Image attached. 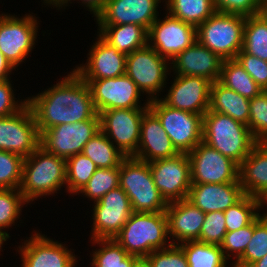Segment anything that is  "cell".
Instances as JSON below:
<instances>
[{
  "instance_id": "obj_5",
  "label": "cell",
  "mask_w": 267,
  "mask_h": 267,
  "mask_svg": "<svg viewBox=\"0 0 267 267\" xmlns=\"http://www.w3.org/2000/svg\"><path fill=\"white\" fill-rule=\"evenodd\" d=\"M119 187L129 197L133 212L154 213L167 208L168 203L160 195L146 161L125 157L120 164Z\"/></svg>"
},
{
  "instance_id": "obj_19",
  "label": "cell",
  "mask_w": 267,
  "mask_h": 267,
  "mask_svg": "<svg viewBox=\"0 0 267 267\" xmlns=\"http://www.w3.org/2000/svg\"><path fill=\"white\" fill-rule=\"evenodd\" d=\"M176 76L162 101L169 107L204 115L209 110L212 82L201 76Z\"/></svg>"
},
{
  "instance_id": "obj_41",
  "label": "cell",
  "mask_w": 267,
  "mask_h": 267,
  "mask_svg": "<svg viewBox=\"0 0 267 267\" xmlns=\"http://www.w3.org/2000/svg\"><path fill=\"white\" fill-rule=\"evenodd\" d=\"M249 130L258 142L267 141V93L250 99Z\"/></svg>"
},
{
  "instance_id": "obj_18",
  "label": "cell",
  "mask_w": 267,
  "mask_h": 267,
  "mask_svg": "<svg viewBox=\"0 0 267 267\" xmlns=\"http://www.w3.org/2000/svg\"><path fill=\"white\" fill-rule=\"evenodd\" d=\"M161 0H107L95 16L98 25L135 24L147 31L158 18V4Z\"/></svg>"
},
{
  "instance_id": "obj_8",
  "label": "cell",
  "mask_w": 267,
  "mask_h": 267,
  "mask_svg": "<svg viewBox=\"0 0 267 267\" xmlns=\"http://www.w3.org/2000/svg\"><path fill=\"white\" fill-rule=\"evenodd\" d=\"M167 60L147 44L127 54L125 74L138 86L141 92H146L149 97L151 96L148 98L149 100L156 99L157 93L162 91L165 83H167L168 65L170 64L166 62Z\"/></svg>"
},
{
  "instance_id": "obj_47",
  "label": "cell",
  "mask_w": 267,
  "mask_h": 267,
  "mask_svg": "<svg viewBox=\"0 0 267 267\" xmlns=\"http://www.w3.org/2000/svg\"><path fill=\"white\" fill-rule=\"evenodd\" d=\"M10 80L0 81V117H7L19 112L26 104L27 100L15 101ZM19 102V103H18Z\"/></svg>"
},
{
  "instance_id": "obj_3",
  "label": "cell",
  "mask_w": 267,
  "mask_h": 267,
  "mask_svg": "<svg viewBox=\"0 0 267 267\" xmlns=\"http://www.w3.org/2000/svg\"><path fill=\"white\" fill-rule=\"evenodd\" d=\"M114 239L128 254L139 258H146L153 251L167 248L172 244V241L167 240L168 227L165 211L132 212Z\"/></svg>"
},
{
  "instance_id": "obj_14",
  "label": "cell",
  "mask_w": 267,
  "mask_h": 267,
  "mask_svg": "<svg viewBox=\"0 0 267 267\" xmlns=\"http://www.w3.org/2000/svg\"><path fill=\"white\" fill-rule=\"evenodd\" d=\"M90 87L97 113L110 109H149L139 104L141 90L126 74L106 79L84 80Z\"/></svg>"
},
{
  "instance_id": "obj_35",
  "label": "cell",
  "mask_w": 267,
  "mask_h": 267,
  "mask_svg": "<svg viewBox=\"0 0 267 267\" xmlns=\"http://www.w3.org/2000/svg\"><path fill=\"white\" fill-rule=\"evenodd\" d=\"M267 254V217L259 214L253 220V236L243 255L232 263V267H249Z\"/></svg>"
},
{
  "instance_id": "obj_33",
  "label": "cell",
  "mask_w": 267,
  "mask_h": 267,
  "mask_svg": "<svg viewBox=\"0 0 267 267\" xmlns=\"http://www.w3.org/2000/svg\"><path fill=\"white\" fill-rule=\"evenodd\" d=\"M186 256L189 267H226L225 258L220 245L199 241H188L179 244Z\"/></svg>"
},
{
  "instance_id": "obj_44",
  "label": "cell",
  "mask_w": 267,
  "mask_h": 267,
  "mask_svg": "<svg viewBox=\"0 0 267 267\" xmlns=\"http://www.w3.org/2000/svg\"><path fill=\"white\" fill-rule=\"evenodd\" d=\"M146 259L153 267H189L182 247L175 244L153 251Z\"/></svg>"
},
{
  "instance_id": "obj_49",
  "label": "cell",
  "mask_w": 267,
  "mask_h": 267,
  "mask_svg": "<svg viewBox=\"0 0 267 267\" xmlns=\"http://www.w3.org/2000/svg\"><path fill=\"white\" fill-rule=\"evenodd\" d=\"M15 69L0 51V81L10 79L8 75ZM10 72V73H9Z\"/></svg>"
},
{
  "instance_id": "obj_28",
  "label": "cell",
  "mask_w": 267,
  "mask_h": 267,
  "mask_svg": "<svg viewBox=\"0 0 267 267\" xmlns=\"http://www.w3.org/2000/svg\"><path fill=\"white\" fill-rule=\"evenodd\" d=\"M99 35L119 52L130 54L146 46L148 31L135 24L98 25Z\"/></svg>"
},
{
  "instance_id": "obj_20",
  "label": "cell",
  "mask_w": 267,
  "mask_h": 267,
  "mask_svg": "<svg viewBox=\"0 0 267 267\" xmlns=\"http://www.w3.org/2000/svg\"><path fill=\"white\" fill-rule=\"evenodd\" d=\"M29 240V241H28ZM19 248L22 267H75L77 258L62 243L41 233L33 234Z\"/></svg>"
},
{
  "instance_id": "obj_55",
  "label": "cell",
  "mask_w": 267,
  "mask_h": 267,
  "mask_svg": "<svg viewBox=\"0 0 267 267\" xmlns=\"http://www.w3.org/2000/svg\"><path fill=\"white\" fill-rule=\"evenodd\" d=\"M44 3H46L47 5L49 4L50 6L53 5V6H57L61 0H43Z\"/></svg>"
},
{
  "instance_id": "obj_11",
  "label": "cell",
  "mask_w": 267,
  "mask_h": 267,
  "mask_svg": "<svg viewBox=\"0 0 267 267\" xmlns=\"http://www.w3.org/2000/svg\"><path fill=\"white\" fill-rule=\"evenodd\" d=\"M153 181L167 203L187 199L191 182L188 154L149 162Z\"/></svg>"
},
{
  "instance_id": "obj_51",
  "label": "cell",
  "mask_w": 267,
  "mask_h": 267,
  "mask_svg": "<svg viewBox=\"0 0 267 267\" xmlns=\"http://www.w3.org/2000/svg\"><path fill=\"white\" fill-rule=\"evenodd\" d=\"M134 267H153L146 258H139Z\"/></svg>"
},
{
  "instance_id": "obj_7",
  "label": "cell",
  "mask_w": 267,
  "mask_h": 267,
  "mask_svg": "<svg viewBox=\"0 0 267 267\" xmlns=\"http://www.w3.org/2000/svg\"><path fill=\"white\" fill-rule=\"evenodd\" d=\"M149 110L159 119L179 153L188 154L203 139V115L166 105L159 97L149 101Z\"/></svg>"
},
{
  "instance_id": "obj_50",
  "label": "cell",
  "mask_w": 267,
  "mask_h": 267,
  "mask_svg": "<svg viewBox=\"0 0 267 267\" xmlns=\"http://www.w3.org/2000/svg\"><path fill=\"white\" fill-rule=\"evenodd\" d=\"M249 267H267V254L260 260L252 263Z\"/></svg>"
},
{
  "instance_id": "obj_37",
  "label": "cell",
  "mask_w": 267,
  "mask_h": 267,
  "mask_svg": "<svg viewBox=\"0 0 267 267\" xmlns=\"http://www.w3.org/2000/svg\"><path fill=\"white\" fill-rule=\"evenodd\" d=\"M259 209L260 199L245 194L238 202L224 211L227 232L249 225L259 215Z\"/></svg>"
},
{
  "instance_id": "obj_52",
  "label": "cell",
  "mask_w": 267,
  "mask_h": 267,
  "mask_svg": "<svg viewBox=\"0 0 267 267\" xmlns=\"http://www.w3.org/2000/svg\"><path fill=\"white\" fill-rule=\"evenodd\" d=\"M10 234L6 231H3L1 228H0V251H1V248L3 245V243L10 237L9 236Z\"/></svg>"
},
{
  "instance_id": "obj_12",
  "label": "cell",
  "mask_w": 267,
  "mask_h": 267,
  "mask_svg": "<svg viewBox=\"0 0 267 267\" xmlns=\"http://www.w3.org/2000/svg\"><path fill=\"white\" fill-rule=\"evenodd\" d=\"M100 131V119L56 125L40 134V146L67 159L82 153L85 144Z\"/></svg>"
},
{
  "instance_id": "obj_13",
  "label": "cell",
  "mask_w": 267,
  "mask_h": 267,
  "mask_svg": "<svg viewBox=\"0 0 267 267\" xmlns=\"http://www.w3.org/2000/svg\"><path fill=\"white\" fill-rule=\"evenodd\" d=\"M39 146L40 134L27 104L13 115L0 117V150L27 158Z\"/></svg>"
},
{
  "instance_id": "obj_38",
  "label": "cell",
  "mask_w": 267,
  "mask_h": 267,
  "mask_svg": "<svg viewBox=\"0 0 267 267\" xmlns=\"http://www.w3.org/2000/svg\"><path fill=\"white\" fill-rule=\"evenodd\" d=\"M120 166L114 168H98L88 183L77 193L97 202L109 191L119 187Z\"/></svg>"
},
{
  "instance_id": "obj_30",
  "label": "cell",
  "mask_w": 267,
  "mask_h": 267,
  "mask_svg": "<svg viewBox=\"0 0 267 267\" xmlns=\"http://www.w3.org/2000/svg\"><path fill=\"white\" fill-rule=\"evenodd\" d=\"M167 14L198 27L216 11L213 0H165Z\"/></svg>"
},
{
  "instance_id": "obj_1",
  "label": "cell",
  "mask_w": 267,
  "mask_h": 267,
  "mask_svg": "<svg viewBox=\"0 0 267 267\" xmlns=\"http://www.w3.org/2000/svg\"><path fill=\"white\" fill-rule=\"evenodd\" d=\"M26 100L39 134L56 125L100 119L89 85L74 70L53 87Z\"/></svg>"
},
{
  "instance_id": "obj_39",
  "label": "cell",
  "mask_w": 267,
  "mask_h": 267,
  "mask_svg": "<svg viewBox=\"0 0 267 267\" xmlns=\"http://www.w3.org/2000/svg\"><path fill=\"white\" fill-rule=\"evenodd\" d=\"M24 158L0 150V189H19L22 182Z\"/></svg>"
},
{
  "instance_id": "obj_40",
  "label": "cell",
  "mask_w": 267,
  "mask_h": 267,
  "mask_svg": "<svg viewBox=\"0 0 267 267\" xmlns=\"http://www.w3.org/2000/svg\"><path fill=\"white\" fill-rule=\"evenodd\" d=\"M19 189H0V228H7L19 219L21 208L27 204Z\"/></svg>"
},
{
  "instance_id": "obj_36",
  "label": "cell",
  "mask_w": 267,
  "mask_h": 267,
  "mask_svg": "<svg viewBox=\"0 0 267 267\" xmlns=\"http://www.w3.org/2000/svg\"><path fill=\"white\" fill-rule=\"evenodd\" d=\"M95 163L83 153L66 159V189L69 193L77 194L97 170Z\"/></svg>"
},
{
  "instance_id": "obj_23",
  "label": "cell",
  "mask_w": 267,
  "mask_h": 267,
  "mask_svg": "<svg viewBox=\"0 0 267 267\" xmlns=\"http://www.w3.org/2000/svg\"><path fill=\"white\" fill-rule=\"evenodd\" d=\"M168 235L179 245L188 241H198L206 213L187 199L169 202L165 210ZM175 238V239H174ZM177 240V243L176 241Z\"/></svg>"
},
{
  "instance_id": "obj_54",
  "label": "cell",
  "mask_w": 267,
  "mask_h": 267,
  "mask_svg": "<svg viewBox=\"0 0 267 267\" xmlns=\"http://www.w3.org/2000/svg\"><path fill=\"white\" fill-rule=\"evenodd\" d=\"M267 205V193H265L261 198H260V208L264 207V205ZM264 217H267V213L263 214Z\"/></svg>"
},
{
  "instance_id": "obj_22",
  "label": "cell",
  "mask_w": 267,
  "mask_h": 267,
  "mask_svg": "<svg viewBox=\"0 0 267 267\" xmlns=\"http://www.w3.org/2000/svg\"><path fill=\"white\" fill-rule=\"evenodd\" d=\"M170 68L176 75L201 76L212 83L219 81L223 60L214 52L196 41L191 47L177 54Z\"/></svg>"
},
{
  "instance_id": "obj_45",
  "label": "cell",
  "mask_w": 267,
  "mask_h": 267,
  "mask_svg": "<svg viewBox=\"0 0 267 267\" xmlns=\"http://www.w3.org/2000/svg\"><path fill=\"white\" fill-rule=\"evenodd\" d=\"M252 79L265 91L267 88V61L239 51L235 58Z\"/></svg>"
},
{
  "instance_id": "obj_31",
  "label": "cell",
  "mask_w": 267,
  "mask_h": 267,
  "mask_svg": "<svg viewBox=\"0 0 267 267\" xmlns=\"http://www.w3.org/2000/svg\"><path fill=\"white\" fill-rule=\"evenodd\" d=\"M82 153L89 157L97 168L119 167L125 158L101 130L85 144Z\"/></svg>"
},
{
  "instance_id": "obj_56",
  "label": "cell",
  "mask_w": 267,
  "mask_h": 267,
  "mask_svg": "<svg viewBox=\"0 0 267 267\" xmlns=\"http://www.w3.org/2000/svg\"><path fill=\"white\" fill-rule=\"evenodd\" d=\"M262 7H267V0H258Z\"/></svg>"
},
{
  "instance_id": "obj_10",
  "label": "cell",
  "mask_w": 267,
  "mask_h": 267,
  "mask_svg": "<svg viewBox=\"0 0 267 267\" xmlns=\"http://www.w3.org/2000/svg\"><path fill=\"white\" fill-rule=\"evenodd\" d=\"M37 28V19L31 14L22 18L0 15V51L14 68L32 52Z\"/></svg>"
},
{
  "instance_id": "obj_32",
  "label": "cell",
  "mask_w": 267,
  "mask_h": 267,
  "mask_svg": "<svg viewBox=\"0 0 267 267\" xmlns=\"http://www.w3.org/2000/svg\"><path fill=\"white\" fill-rule=\"evenodd\" d=\"M93 244L101 246L92 254V267H134L139 257L128 254L113 239H91Z\"/></svg>"
},
{
  "instance_id": "obj_2",
  "label": "cell",
  "mask_w": 267,
  "mask_h": 267,
  "mask_svg": "<svg viewBox=\"0 0 267 267\" xmlns=\"http://www.w3.org/2000/svg\"><path fill=\"white\" fill-rule=\"evenodd\" d=\"M202 142L238 165L259 143L247 125L210 110L203 115Z\"/></svg>"
},
{
  "instance_id": "obj_42",
  "label": "cell",
  "mask_w": 267,
  "mask_h": 267,
  "mask_svg": "<svg viewBox=\"0 0 267 267\" xmlns=\"http://www.w3.org/2000/svg\"><path fill=\"white\" fill-rule=\"evenodd\" d=\"M226 233L224 212H208L205 215L198 241L207 244L221 245Z\"/></svg>"
},
{
  "instance_id": "obj_29",
  "label": "cell",
  "mask_w": 267,
  "mask_h": 267,
  "mask_svg": "<svg viewBox=\"0 0 267 267\" xmlns=\"http://www.w3.org/2000/svg\"><path fill=\"white\" fill-rule=\"evenodd\" d=\"M219 82L248 99L263 91L236 59L223 60Z\"/></svg>"
},
{
  "instance_id": "obj_34",
  "label": "cell",
  "mask_w": 267,
  "mask_h": 267,
  "mask_svg": "<svg viewBox=\"0 0 267 267\" xmlns=\"http://www.w3.org/2000/svg\"><path fill=\"white\" fill-rule=\"evenodd\" d=\"M242 51L267 61V24L259 15L245 17Z\"/></svg>"
},
{
  "instance_id": "obj_4",
  "label": "cell",
  "mask_w": 267,
  "mask_h": 267,
  "mask_svg": "<svg viewBox=\"0 0 267 267\" xmlns=\"http://www.w3.org/2000/svg\"><path fill=\"white\" fill-rule=\"evenodd\" d=\"M66 184V159L39 146L24 158L20 192L27 203L54 194Z\"/></svg>"
},
{
  "instance_id": "obj_26",
  "label": "cell",
  "mask_w": 267,
  "mask_h": 267,
  "mask_svg": "<svg viewBox=\"0 0 267 267\" xmlns=\"http://www.w3.org/2000/svg\"><path fill=\"white\" fill-rule=\"evenodd\" d=\"M244 194L260 199L267 193V144L259 142L239 165Z\"/></svg>"
},
{
  "instance_id": "obj_9",
  "label": "cell",
  "mask_w": 267,
  "mask_h": 267,
  "mask_svg": "<svg viewBox=\"0 0 267 267\" xmlns=\"http://www.w3.org/2000/svg\"><path fill=\"white\" fill-rule=\"evenodd\" d=\"M149 109H110L99 112L100 130L125 156H134L139 146L141 122Z\"/></svg>"
},
{
  "instance_id": "obj_46",
  "label": "cell",
  "mask_w": 267,
  "mask_h": 267,
  "mask_svg": "<svg viewBox=\"0 0 267 267\" xmlns=\"http://www.w3.org/2000/svg\"><path fill=\"white\" fill-rule=\"evenodd\" d=\"M215 11L245 17L258 15L263 8L258 0H213Z\"/></svg>"
},
{
  "instance_id": "obj_53",
  "label": "cell",
  "mask_w": 267,
  "mask_h": 267,
  "mask_svg": "<svg viewBox=\"0 0 267 267\" xmlns=\"http://www.w3.org/2000/svg\"><path fill=\"white\" fill-rule=\"evenodd\" d=\"M258 15L266 22L267 24V7H263Z\"/></svg>"
},
{
  "instance_id": "obj_24",
  "label": "cell",
  "mask_w": 267,
  "mask_h": 267,
  "mask_svg": "<svg viewBox=\"0 0 267 267\" xmlns=\"http://www.w3.org/2000/svg\"><path fill=\"white\" fill-rule=\"evenodd\" d=\"M244 195L240 182L192 183L187 200L204 213L224 212Z\"/></svg>"
},
{
  "instance_id": "obj_16",
  "label": "cell",
  "mask_w": 267,
  "mask_h": 267,
  "mask_svg": "<svg viewBox=\"0 0 267 267\" xmlns=\"http://www.w3.org/2000/svg\"><path fill=\"white\" fill-rule=\"evenodd\" d=\"M132 212L129 197L121 187L109 191L94 202L92 239H113Z\"/></svg>"
},
{
  "instance_id": "obj_6",
  "label": "cell",
  "mask_w": 267,
  "mask_h": 267,
  "mask_svg": "<svg viewBox=\"0 0 267 267\" xmlns=\"http://www.w3.org/2000/svg\"><path fill=\"white\" fill-rule=\"evenodd\" d=\"M245 16L215 12L196 28L197 41L222 60L235 59L243 45Z\"/></svg>"
},
{
  "instance_id": "obj_27",
  "label": "cell",
  "mask_w": 267,
  "mask_h": 267,
  "mask_svg": "<svg viewBox=\"0 0 267 267\" xmlns=\"http://www.w3.org/2000/svg\"><path fill=\"white\" fill-rule=\"evenodd\" d=\"M209 110L228 115L249 127L250 99L228 89L219 81L211 84Z\"/></svg>"
},
{
  "instance_id": "obj_48",
  "label": "cell",
  "mask_w": 267,
  "mask_h": 267,
  "mask_svg": "<svg viewBox=\"0 0 267 267\" xmlns=\"http://www.w3.org/2000/svg\"><path fill=\"white\" fill-rule=\"evenodd\" d=\"M71 0H61V2L56 6L57 7H63L67 6L68 2ZM82 3L88 7L89 11L92 12L96 16L102 8L105 6L107 0H81ZM66 4V5H65Z\"/></svg>"
},
{
  "instance_id": "obj_43",
  "label": "cell",
  "mask_w": 267,
  "mask_h": 267,
  "mask_svg": "<svg viewBox=\"0 0 267 267\" xmlns=\"http://www.w3.org/2000/svg\"><path fill=\"white\" fill-rule=\"evenodd\" d=\"M252 236L253 221L243 228L227 232L222 244L220 245L225 258L230 259V254L235 253L234 258H236L235 261H237L243 255Z\"/></svg>"
},
{
  "instance_id": "obj_15",
  "label": "cell",
  "mask_w": 267,
  "mask_h": 267,
  "mask_svg": "<svg viewBox=\"0 0 267 267\" xmlns=\"http://www.w3.org/2000/svg\"><path fill=\"white\" fill-rule=\"evenodd\" d=\"M188 156L192 183L239 182V165L204 142L199 143Z\"/></svg>"
},
{
  "instance_id": "obj_21",
  "label": "cell",
  "mask_w": 267,
  "mask_h": 267,
  "mask_svg": "<svg viewBox=\"0 0 267 267\" xmlns=\"http://www.w3.org/2000/svg\"><path fill=\"white\" fill-rule=\"evenodd\" d=\"M89 51L87 64L73 69L83 80L115 78L125 74L126 54L119 52L99 34Z\"/></svg>"
},
{
  "instance_id": "obj_17",
  "label": "cell",
  "mask_w": 267,
  "mask_h": 267,
  "mask_svg": "<svg viewBox=\"0 0 267 267\" xmlns=\"http://www.w3.org/2000/svg\"><path fill=\"white\" fill-rule=\"evenodd\" d=\"M147 40L148 45L169 62L197 41L196 27L166 13L164 20L157 18L149 27Z\"/></svg>"
},
{
  "instance_id": "obj_25",
  "label": "cell",
  "mask_w": 267,
  "mask_h": 267,
  "mask_svg": "<svg viewBox=\"0 0 267 267\" xmlns=\"http://www.w3.org/2000/svg\"><path fill=\"white\" fill-rule=\"evenodd\" d=\"M178 154L159 119L148 110L142 118L139 146L133 157L149 163L157 159L172 158Z\"/></svg>"
}]
</instances>
